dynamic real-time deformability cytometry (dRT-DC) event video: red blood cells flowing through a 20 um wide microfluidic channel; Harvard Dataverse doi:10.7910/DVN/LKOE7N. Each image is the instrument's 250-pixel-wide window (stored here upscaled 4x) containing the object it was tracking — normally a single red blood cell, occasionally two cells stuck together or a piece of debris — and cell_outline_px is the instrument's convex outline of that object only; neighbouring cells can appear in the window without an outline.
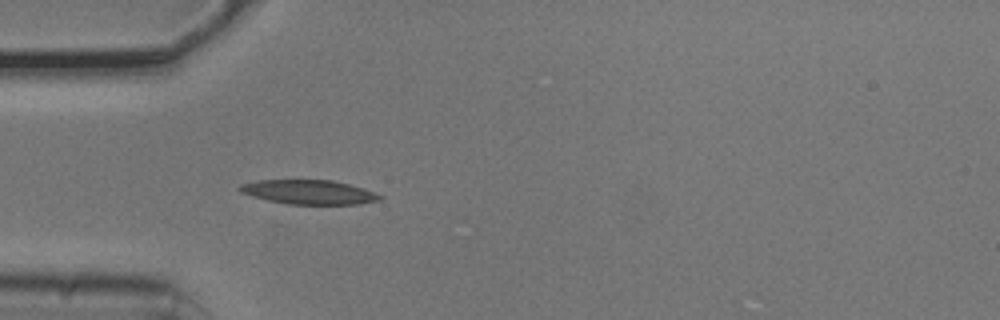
{"species": "common noctule bat (a hibernating species)", "species_latin": "Nyctalus noctula", "temperature_condition": "cold", "stored_images_in_passage": 5, "camera_frame_rate_fps": 3000, "um_per_image_px": 0.085, "animal": {"sex": "male", "body_mass_g": 20.5, "forearm_length_mm": 52.5}, "frame": {"image": 1, "passage_image": 5, "time_ms": 1.333, "image_size_px": [1000, 320], "cell_outline_px": [[384, 196], [380, 200], [360, 204], [288, 204], [268, 200], [252, 196], [240, 192], [236, 188], [240, 184], [256, 180], [332, 180], [364, 188]], "centroid_in_image_um": [26.24, 16.32], "position_along_channel_um": 58.8, "area_um2": 19.88}}